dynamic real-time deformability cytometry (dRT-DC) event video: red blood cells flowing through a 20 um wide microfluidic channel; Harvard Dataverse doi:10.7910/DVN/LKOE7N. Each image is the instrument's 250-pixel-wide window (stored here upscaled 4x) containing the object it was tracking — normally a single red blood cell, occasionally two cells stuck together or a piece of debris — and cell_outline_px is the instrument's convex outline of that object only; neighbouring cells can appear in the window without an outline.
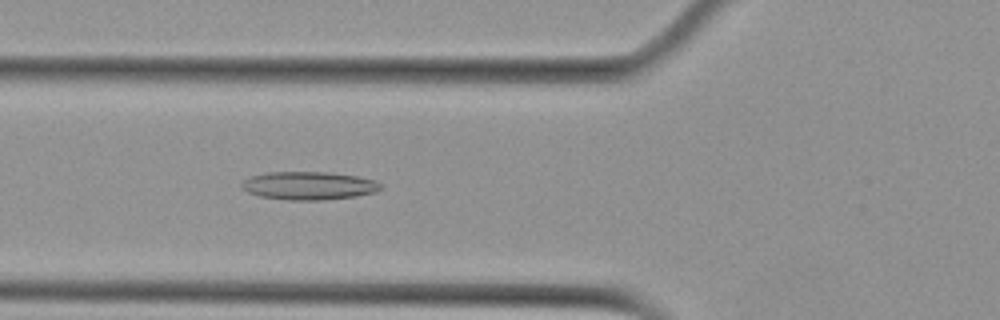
{"species": "Egyptian fruit bat (a non-hibernating species)", "species_latin": "Rousettus aegyptiacus", "temperature_condition": "cold", "stored_images_in_passage": 6, "camera_frame_rate_fps": 3000, "um_per_image_px": 0.085, "animal": {"sex": "female"}, "frame": {"image": 1, "passage_image": 6, "time_ms": 6.667, "image_size_px": [1000, 320], "cell_outline_px": [[384, 188], [376, 192], [356, 196], [320, 200], [288, 200], [260, 196], [248, 192], [240, 188], [240, 184], [244, 180], [252, 176], [268, 172], [328, 172], [356, 176], [376, 180]], "centroid_in_image_um": [26.26, 15.78], "position_along_channel_um": 99.5, "area_um2": 22.83}}